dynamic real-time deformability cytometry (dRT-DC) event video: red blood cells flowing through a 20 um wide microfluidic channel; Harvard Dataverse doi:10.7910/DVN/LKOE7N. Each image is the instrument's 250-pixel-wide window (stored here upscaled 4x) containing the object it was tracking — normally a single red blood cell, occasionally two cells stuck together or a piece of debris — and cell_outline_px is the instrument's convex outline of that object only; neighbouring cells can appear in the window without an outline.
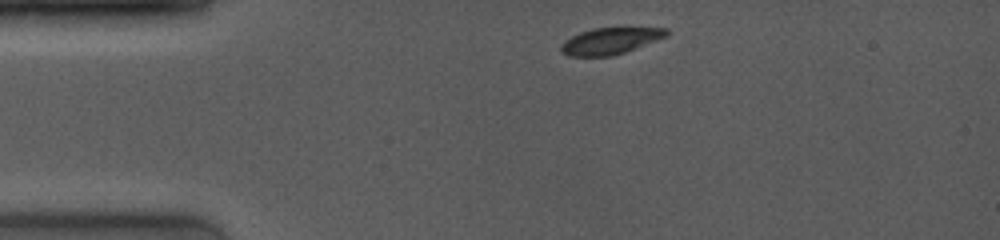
{"species": "common noctule bat (a hibernating species)", "species_latin": "Nyctalus noctula", "temperature_condition": "room temperature", "stored_images_in_passage": 10, "camera_frame_rate_fps": 4000, "um_per_image_px": 0.085, "animal": {"sex": "female", "body_mass_g": 19.0, "forearm_length_mm": 53.3}, "frame": {"image": 1, "passage_image": 1, "time_ms": 0.0, "image_size_px": [1000, 240], "cell_outline_px": [[668, 36], [624, 52], [612, 56], [568, 56], [560, 48], [564, 40], [580, 32], [592, 28], [668, 28]], "centroid_in_image_um": [51.87, 3.47], "position_along_channel_um": 33.1, "area_um2": 16.07}}
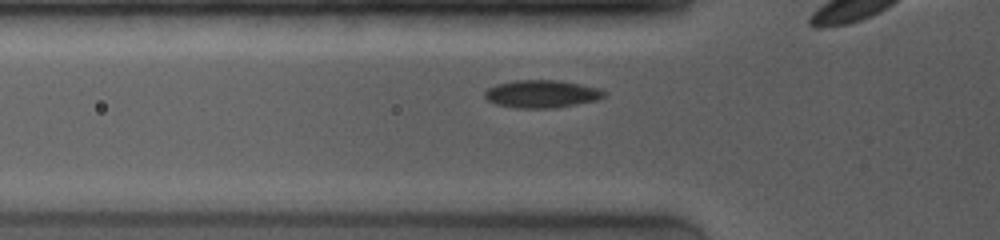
{"frame": {"image": 2, "passage_image": 4, "time_ms": 2.25, "image_size_px": [1000, 240], "cell_outline_px": [[608, 92], [604, 96], [596, 100], [576, 104], [552, 108], [512, 108], [496, 104], [488, 100], [484, 96], [484, 92], [488, 88], [496, 84], [512, 80], [556, 80], [580, 84], [600, 88]], "centroid_in_image_um": [46.03, 7.98], "position_along_channel_um": 79.8, "area_um2": 19.36}}